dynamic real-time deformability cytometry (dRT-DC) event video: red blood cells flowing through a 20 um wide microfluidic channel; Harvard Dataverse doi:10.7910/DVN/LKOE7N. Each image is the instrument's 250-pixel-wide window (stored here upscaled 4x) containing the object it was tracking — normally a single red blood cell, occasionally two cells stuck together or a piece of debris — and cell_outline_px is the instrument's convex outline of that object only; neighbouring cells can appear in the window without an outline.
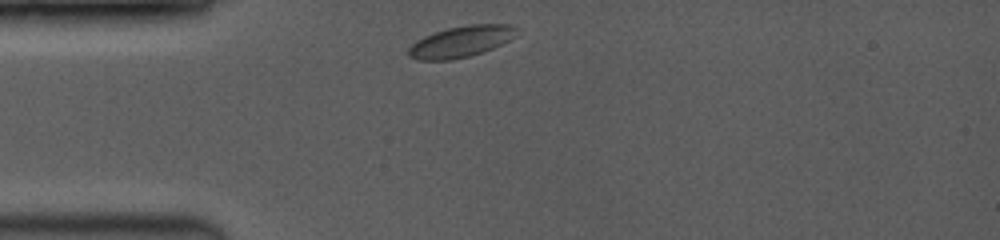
{"species": "common noctule bat (a hibernating species)", "species_latin": "Nyctalus noctula", "temperature_condition": "room temperature", "stored_images_in_passage": 20, "camera_frame_rate_fps": 3500, "um_per_image_px": 0.085, "animal": {"sex": "female", "body_mass_g": 19.0, "forearm_length_mm": 53.3}, "frame": {"image": 1, "passage_image": 1, "time_ms": 0.0, "image_size_px": [1000, 240], "cell_outline_px": [[520, 28], [516, 36], [492, 48], [468, 56], [448, 60], [420, 60], [408, 56], [408, 48], [416, 40], [424, 36], [448, 28], [468, 24], [512, 24]], "centroid_in_image_um": [39.21, 3.51], "position_along_channel_um": 45.8, "area_um2": 19.59}}
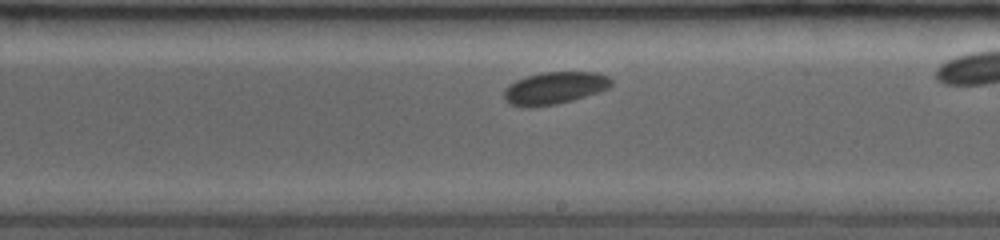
{"frame": {"image": 2, "passage_image": 15, "time_ms": 5.429, "image_size_px": [1000, 240], "cell_outline_px": [[612, 84], [608, 88], [572, 100], [556, 104], [532, 108], [528, 108], [508, 104], [504, 100], [504, 88], [508, 84], [516, 80], [540, 72], [596, 72], [608, 76], [612, 80]], "centroid_in_image_um": [47.08, 7.49], "position_along_channel_um": 241.9, "area_um2": 20.29}}
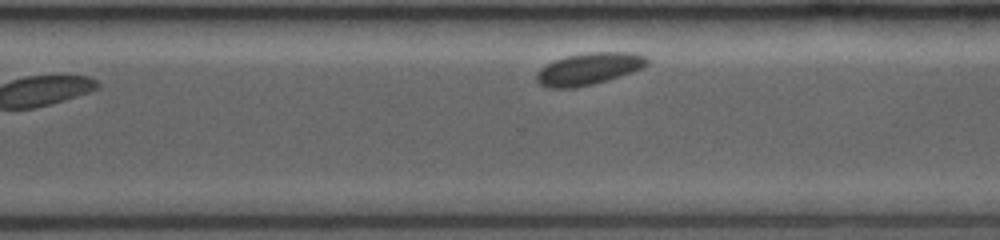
{"frame": {"image": 3, "passage_image": 20, "time_ms": 8.571, "image_size_px": [1000, 240], "cell_outline_px": [[648, 64], [632, 72], [608, 80], [592, 84], [572, 88], [548, 88], [540, 84], [536, 80], [536, 72], [540, 68], [556, 60], [568, 56], [588, 52], [632, 52], [644, 56], [648, 60]], "centroid_in_image_um": [50.03, 5.85], "position_along_channel_um": 320.6, "area_um2": 20.4}}